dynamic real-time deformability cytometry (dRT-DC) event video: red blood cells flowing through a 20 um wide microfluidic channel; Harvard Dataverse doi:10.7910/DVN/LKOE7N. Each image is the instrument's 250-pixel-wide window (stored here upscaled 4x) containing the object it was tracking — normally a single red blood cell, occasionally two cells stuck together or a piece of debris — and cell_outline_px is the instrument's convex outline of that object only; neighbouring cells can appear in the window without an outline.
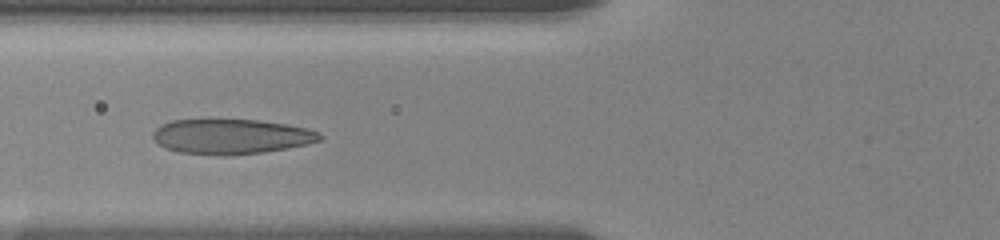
{"species": "human", "species_latin": "Homo sapiens", "temperature_condition": "room temperature", "stored_images_in_passage": 46, "camera_frame_rate_fps": 3000, "um_per_image_px": 0.085, "donor": {"sex": "female"}, "frame": {"image": 1, "passage_image": 18, "time_ms": 5.667, "image_size_px": [1000, 240], "cell_outline_px": [[324, 136], [320, 140], [308, 144], [288, 148], [264, 152], [180, 152], [164, 148], [156, 144], [152, 140], [152, 132], [160, 124], [172, 120], [208, 116], [260, 120], [288, 124], [308, 128], [320, 132]], "centroid_in_image_um": [19.61, 11.5], "position_along_channel_um": 106.2, "area_um2": 34.51}}
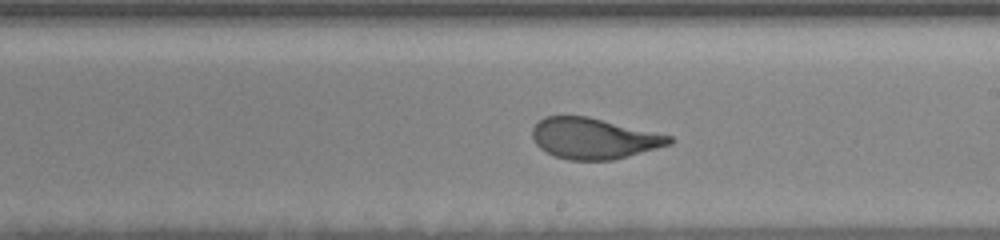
{"frame": {"image": 2, "passage_image": 29, "time_ms": 9.333, "image_size_px": [1000, 240], "cell_outline_px": [[676, 140], [672, 144], [612, 160], [568, 160], [544, 152], [536, 144], [532, 136], [532, 128], [544, 116], [588, 116], [672, 136]], "centroid_in_image_um": [50.47, 11.77], "position_along_channel_um": 238.5, "area_um2": 32.6}}
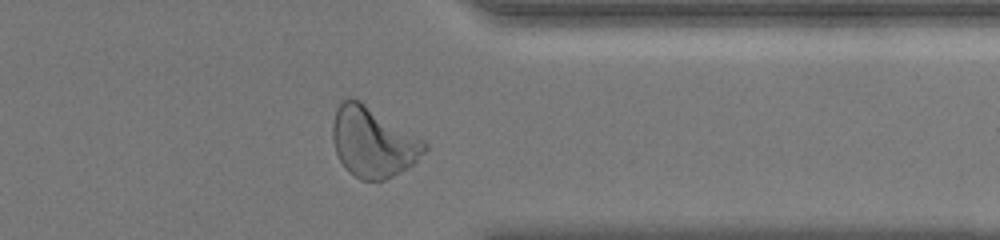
{"frame": {"image": 3, "passage_image": 41, "time_ms": 13.333, "image_size_px": [1000, 240], "cell_outline_px": [[428, 148], [408, 168], [384, 180], [360, 180], [348, 172], [344, 168], [336, 152], [332, 140], [332, 120], [336, 108], [344, 100], [352, 96], [360, 100], [424, 140], [428, 144]], "centroid_in_image_um": [31.67, 12.07], "position_along_channel_um": 379.7, "area_um2": 37.63}, "authors_computed_cell_mechanics": {"area_um2": 33.8997, "velocity_mm_per_s": 3.6006, "shape_relaxation_time_tau1_ms": 3.2151, "shape_relaxation_time_tau2_ms": null, "deformation_change_tau1": 0.174, "deformation_change_tau2": null}}